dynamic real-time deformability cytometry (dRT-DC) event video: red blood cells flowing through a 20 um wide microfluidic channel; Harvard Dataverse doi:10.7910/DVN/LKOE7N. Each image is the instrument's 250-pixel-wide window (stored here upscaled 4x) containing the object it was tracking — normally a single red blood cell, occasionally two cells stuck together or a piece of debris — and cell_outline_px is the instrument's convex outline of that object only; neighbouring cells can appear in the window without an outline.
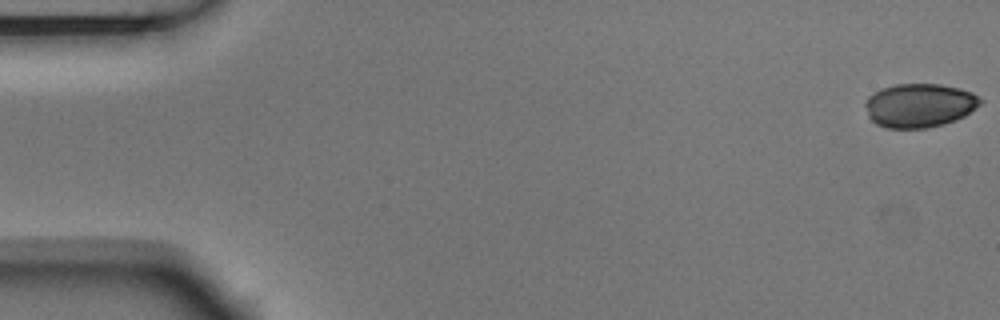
{"species": "Egyptian fruit bat (a non-hibernating species)", "species_latin": "Rousettus aegyptiacus", "temperature_condition": "room temperature", "stored_images_in_passage": 4, "camera_frame_rate_fps": 3000, "um_per_image_px": 0.085, "animal": {"sex": "male"}, "frame": {"image": 1, "passage_image": 1, "time_ms": 0.0, "image_size_px": [1000, 320], "cell_outline_px": [[984, 100], [980, 104], [964, 116], [956, 120], [944, 124], [924, 128], [888, 128], [876, 124], [868, 116], [864, 104], [868, 96], [880, 88], [896, 84], [940, 84], [960, 88], [972, 92]], "centroid_in_image_um": [78.14, 8.95], "position_along_channel_um": 6.9, "area_um2": 29.54}}
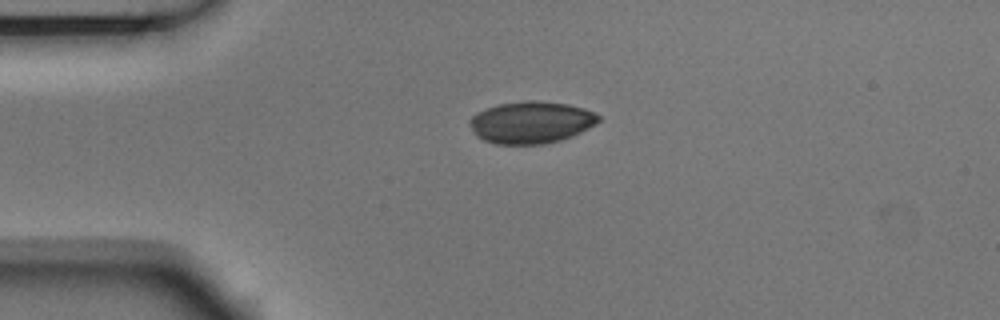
{"frame": {"image": 2, "passage_image": 4, "time_ms": 1.0, "image_size_px": [1000, 320], "cell_outline_px": [[600, 120], [596, 124], [572, 136], [560, 140], [544, 144], [496, 144], [484, 140], [476, 136], [468, 124], [468, 120], [476, 112], [500, 104], [524, 100], [532, 100], [568, 104], [584, 108], [600, 116]], "centroid_in_image_um": [45.12, 10.4], "position_along_channel_um": 39.9, "area_um2": 31.56}}